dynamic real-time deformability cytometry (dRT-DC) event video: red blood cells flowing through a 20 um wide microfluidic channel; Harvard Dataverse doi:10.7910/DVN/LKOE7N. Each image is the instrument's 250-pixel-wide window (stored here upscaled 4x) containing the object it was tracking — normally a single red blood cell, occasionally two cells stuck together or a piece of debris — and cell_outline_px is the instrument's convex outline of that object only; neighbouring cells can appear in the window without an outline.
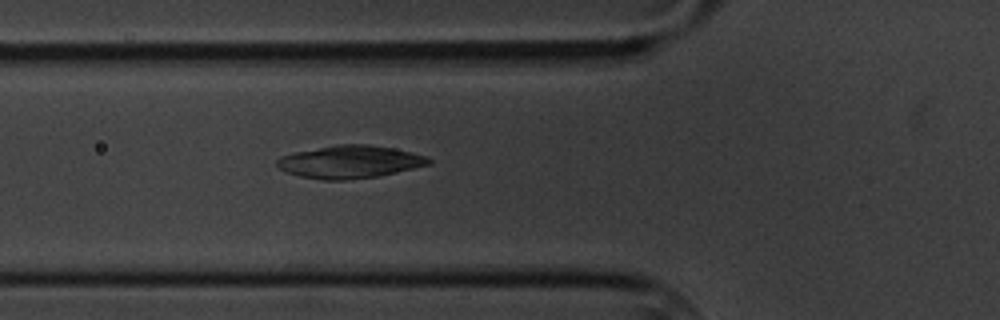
{"species": "common noctule bat (a hibernating species)", "species_latin": "Nyctalus noctula", "temperature_condition": "cold", "stored_images_in_passage": 2, "camera_frame_rate_fps": 3000, "um_per_image_px": 0.085, "animal": {"sex": "male", "body_mass_g": 20.1, "forearm_length_mm": 53.5}, "frame": {"image": 1, "passage_image": 2, "time_ms": 1.0, "image_size_px": [1000, 320], "cell_outline_px": [[432, 164], [380, 176], [348, 180], [320, 180], [300, 176], [276, 168], [276, 160], [280, 156], [296, 152], [336, 144], [368, 144], [392, 148], [412, 152], [428, 156], [432, 160]], "centroid_in_image_um": [29.75, 13.76], "position_along_channel_um": 96.0, "area_um2": 29.19}}